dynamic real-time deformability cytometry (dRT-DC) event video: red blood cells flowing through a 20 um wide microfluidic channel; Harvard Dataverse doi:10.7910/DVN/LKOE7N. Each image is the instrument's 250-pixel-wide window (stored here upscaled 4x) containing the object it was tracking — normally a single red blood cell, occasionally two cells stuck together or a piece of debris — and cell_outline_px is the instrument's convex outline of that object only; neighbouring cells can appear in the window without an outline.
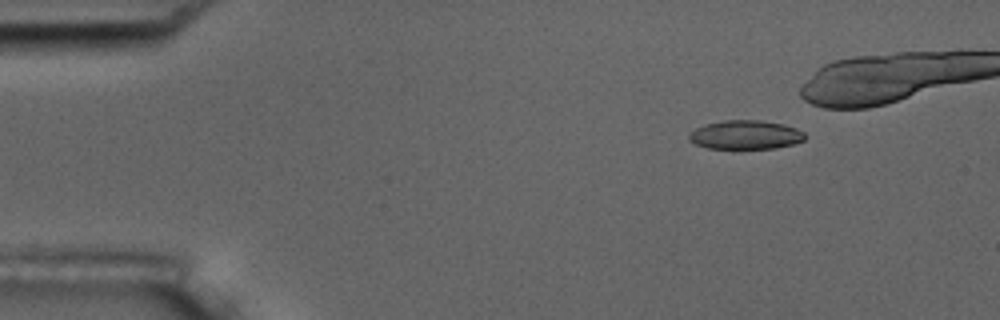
{"species": "common noctule bat (a hibernating species)", "species_latin": "Nyctalus noctula", "temperature_condition": "room temperature", "stored_images_in_passage": 4, "camera_frame_rate_fps": 3000, "um_per_image_px": 0.085, "animal": {"sex": "male", "body_mass_g": 17.5, "forearm_length_mm": 52.3}, "frame": {"image": 1, "passage_image": 2, "time_ms": 1.333, "image_size_px": [1000, 320], "cell_outline_px": [[808, 136], [804, 140], [792, 144], [776, 148], [708, 148], [696, 144], [688, 140], [688, 136], [696, 128], [704, 124], [724, 120], [760, 120], [784, 124], [796, 128], [804, 132]], "centroid_in_image_um": [63.39, 11.45], "position_along_channel_um": 21.6, "area_um2": 19.54}}